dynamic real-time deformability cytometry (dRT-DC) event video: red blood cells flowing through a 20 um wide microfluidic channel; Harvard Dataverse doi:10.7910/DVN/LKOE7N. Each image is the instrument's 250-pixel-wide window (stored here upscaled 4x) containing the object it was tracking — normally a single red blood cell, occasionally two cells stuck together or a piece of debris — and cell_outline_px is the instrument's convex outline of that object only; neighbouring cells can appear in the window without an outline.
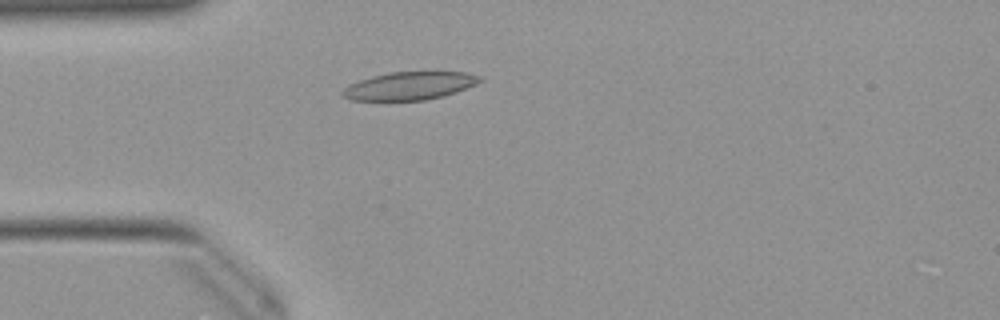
{"species": "Egyptian fruit bat (a non-hibernating species)", "species_latin": "Rousettus aegyptiacus", "temperature_condition": "warm", "stored_images_in_passage": 38, "camera_frame_rate_fps": 3000, "um_per_image_px": 0.085, "animal": {"sex": "female"}, "frame": {"image": 1, "passage_image": 1, "time_ms": 0.0, "image_size_px": [1000, 320], "cell_outline_px": [[484, 80], [476, 84], [456, 92], [444, 96], [424, 100], [352, 100], [344, 96], [340, 92], [348, 84], [372, 76], [388, 72], [464, 72], [480, 76]], "centroid_in_image_um": [34.81, 7.29], "position_along_channel_um": 50.2, "area_um2": 22.31}}
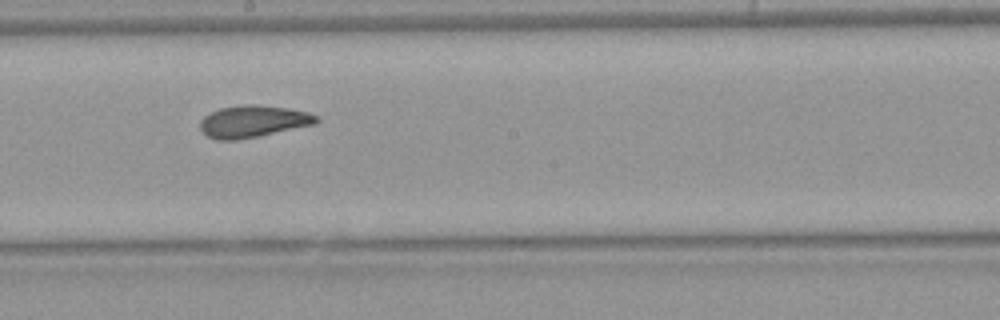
{"frame": {"image": 2, "passage_image": 15, "time_ms": 4.667, "image_size_px": [1000, 320], "cell_outline_px": [[320, 120], [316, 124], [236, 140], [216, 140], [208, 136], [200, 128], [200, 120], [204, 116], [220, 108], [248, 104], [252, 104], [288, 108], [308, 112], [320, 116]], "centroid_in_image_um": [21.54, 10.31], "position_along_channel_um": 226.7, "area_um2": 21.5}}
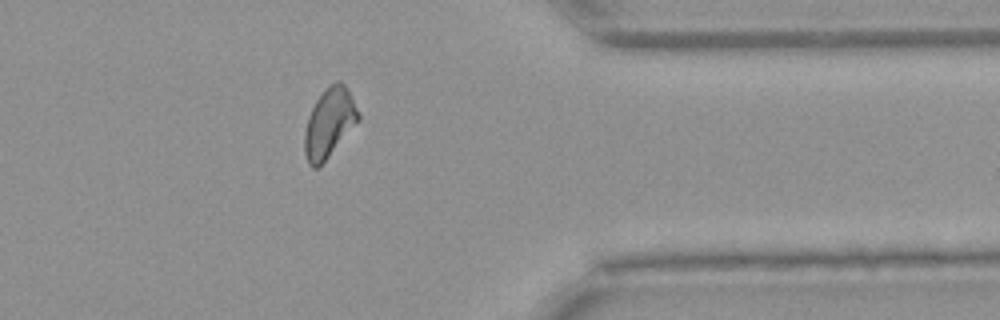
{"frame": {"image": 3, "passage_image": 28, "time_ms": 9.0, "image_size_px": [1000, 320], "cell_outline_px": [[360, 120], [328, 156], [316, 168], [312, 168], [308, 164], [304, 152], [304, 132], [308, 116], [316, 100], [336, 80], [340, 80], [348, 88], [360, 112]], "centroid_in_image_um": [28.0, 10.43], "position_along_channel_um": 383.4, "area_um2": 21.5}, "authors_computed_cell_mechanics": {"area_um2": 21.3571, "velocity_mm_per_s": 3.9773, "shape_relaxation_time_tau1_ms": 9.0668, "shape_relaxation_time_tau2_ms": 2.0605, "deformation_change_tau1": 0.1862, "deformation_change_tau2": 0.0868}}